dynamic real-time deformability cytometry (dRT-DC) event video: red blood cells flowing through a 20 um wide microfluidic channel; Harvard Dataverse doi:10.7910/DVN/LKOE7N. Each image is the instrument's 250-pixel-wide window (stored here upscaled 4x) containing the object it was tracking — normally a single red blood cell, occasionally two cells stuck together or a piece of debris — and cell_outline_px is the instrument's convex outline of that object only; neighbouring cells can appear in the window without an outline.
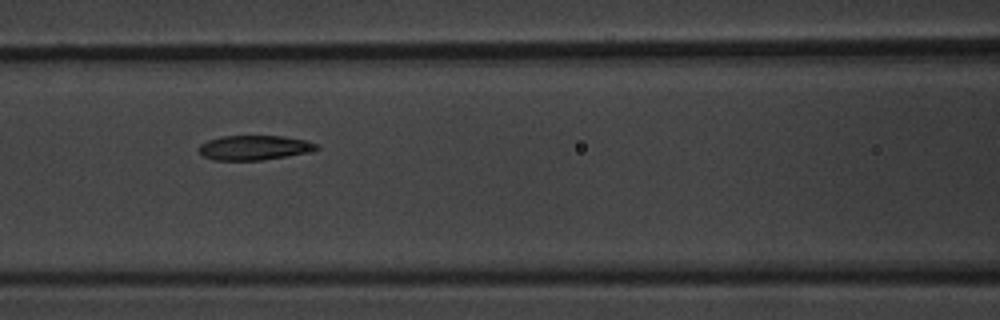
{"species": "common noctule bat (a hibernating species)", "species_latin": "Nyctalus noctula", "temperature_condition": "warm", "stored_images_in_passage": 12, "camera_frame_rate_fps": 3000, "um_per_image_px": 0.085, "animal": {"sex": "male", "body_mass_g": 20.1, "forearm_length_mm": 53.5}, "frame": {"image": 1, "passage_image": 4, "time_ms": 3.333, "image_size_px": [1000, 320], "cell_outline_px": [[320, 148], [312, 152], [288, 156], [260, 160], [216, 160], [204, 156], [196, 148], [200, 144], [208, 140], [220, 136], [284, 136], [304, 140], [320, 144]], "centroid_in_image_um": [21.65, 12.55], "position_along_channel_um": 145.0, "area_um2": 17.05}}
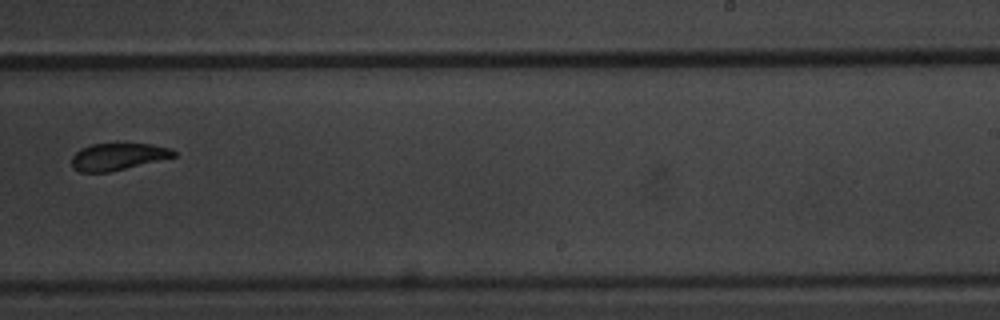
{"frame": {"image": 2, "passage_image": 7, "time_ms": 7.0, "image_size_px": [1000, 320], "cell_outline_px": [[176, 156], [108, 172], [80, 172], [72, 168], [72, 156], [80, 148], [92, 144], [152, 144], [168, 148], [176, 152]], "centroid_in_image_um": [9.97, 13.31], "position_along_channel_um": 279.0, "area_um2": 15.78}}
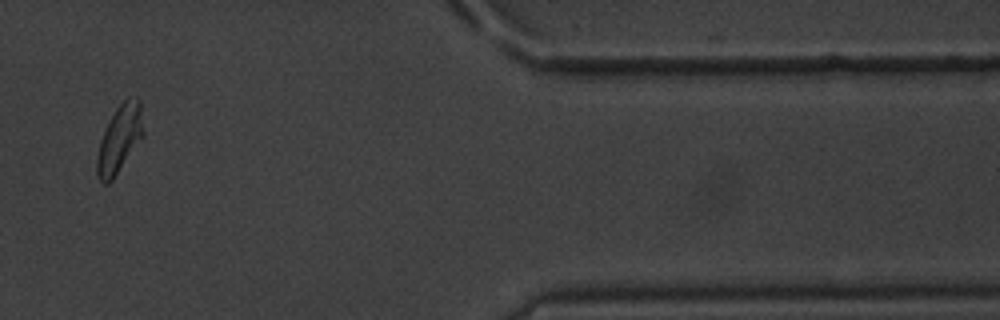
{"frame": {"image": 3, "passage_image": 10, "time_ms": 11.333, "image_size_px": [1000, 320], "cell_outline_px": [[144, 136], [112, 180], [108, 184], [104, 184], [100, 180], [96, 172], [96, 156], [100, 140], [116, 108], [128, 96], [136, 96], [140, 100], [144, 132]], "centroid_in_image_um": [10.17, 11.8], "position_along_channel_um": 401.2, "area_um2": 18.26}, "authors_computed_cell_mechanics": {"area_um2": 17.4556, "velocity_mm_per_s": 3.6574, "shape_relaxation_time_tau1_ms": 5.1457, "shape_relaxation_time_tau2_ms": 2.606, "deformation_change_tau1": 0.1435, "deformation_change_tau2": 0.0702}}